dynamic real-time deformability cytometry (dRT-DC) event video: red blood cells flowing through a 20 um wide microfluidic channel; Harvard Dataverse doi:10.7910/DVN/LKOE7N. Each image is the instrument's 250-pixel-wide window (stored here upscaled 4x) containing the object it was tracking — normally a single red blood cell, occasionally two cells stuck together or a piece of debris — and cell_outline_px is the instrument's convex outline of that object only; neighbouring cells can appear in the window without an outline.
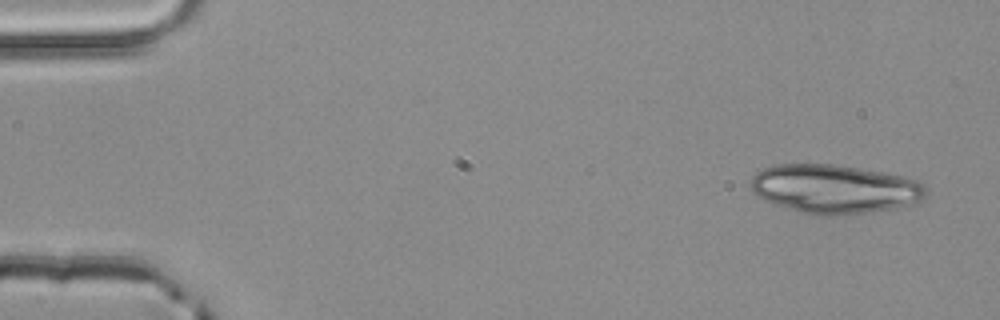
{"species": "common noctule bat (a hibernating species)", "species_latin": "Nyctalus noctula", "temperature_condition": "room temperature", "stored_images_in_passage": 5, "camera_frame_rate_fps": 3000, "um_per_image_px": 0.085, "animal": {"sex": "male", "body_mass_g": 20.4}, "frame": {"image": 1, "passage_image": 1, "time_ms": 0.0, "image_size_px": [1000, 320], "cell_outline_px": [[928, 192], [920, 200], [896, 208], [868, 212], [836, 216], [820, 216], [800, 212], [764, 200], [756, 196], [752, 192], [748, 184], [752, 176], [756, 172], [772, 164], [832, 164], [904, 176], [916, 180], [924, 184], [928, 188]], "centroid_in_image_um": [70.89, 16.06], "position_along_channel_um": 14.1, "area_um2": 50.11}}